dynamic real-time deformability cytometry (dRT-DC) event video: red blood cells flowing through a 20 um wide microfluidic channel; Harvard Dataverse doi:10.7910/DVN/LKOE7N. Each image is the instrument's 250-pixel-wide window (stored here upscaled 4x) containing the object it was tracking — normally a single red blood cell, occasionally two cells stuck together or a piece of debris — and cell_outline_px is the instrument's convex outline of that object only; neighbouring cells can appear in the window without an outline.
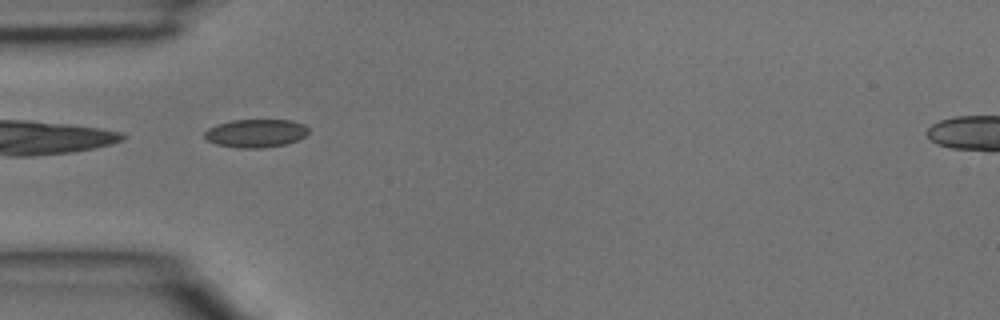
{"species": "common noctule bat (a hibernating species)", "species_latin": "Nyctalus noctula", "temperature_condition": "room temperature", "stored_images_in_passage": 2, "camera_frame_rate_fps": 3000, "um_per_image_px": 0.085, "animal": {"sex": "male", "body_mass_g": 15.6}, "frame": {"image": 1, "passage_image": 2, "time_ms": 0.333, "image_size_px": [1000, 320], "cell_outline_px": [[308, 132], [304, 136], [296, 140], [284, 144], [264, 148], [236, 148], [216, 144], [208, 140], [204, 136], [204, 132], [208, 128], [216, 124], [232, 120], [288, 120], [304, 124], [308, 128]], "centroid_in_image_um": [21.7, 11.32], "position_along_channel_um": 63.3, "area_um2": 17.05}}